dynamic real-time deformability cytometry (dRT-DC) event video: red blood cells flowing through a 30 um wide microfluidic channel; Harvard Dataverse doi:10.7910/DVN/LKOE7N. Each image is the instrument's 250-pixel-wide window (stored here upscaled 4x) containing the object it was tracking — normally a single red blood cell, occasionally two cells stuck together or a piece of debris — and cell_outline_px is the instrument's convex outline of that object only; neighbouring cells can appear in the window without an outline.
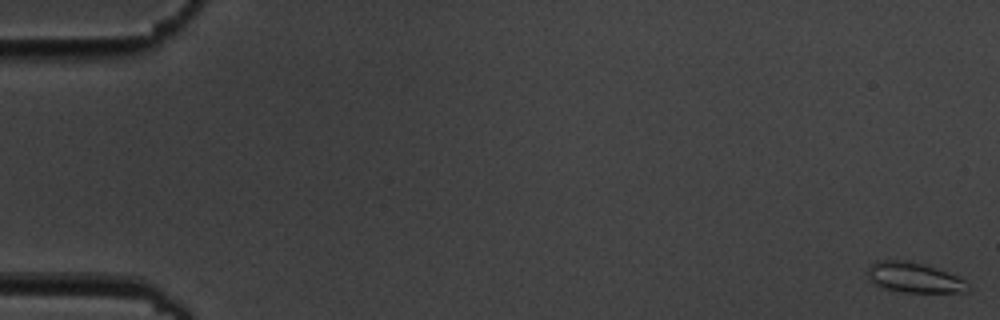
{"species": "common noctule bat (a hibernating species)", "species_latin": "Nyctalus noctula", "temperature_condition": "cold", "stored_images_in_passage": 6, "segment_of_instrument_passage": [1, 2], "camera_frame_rate_fps": 3000, "um_per_image_px": 0.085, "animal": {"sex": "male", "body_mass_g": 19.5, "forearm_length_mm": 54.6}, "frame": {"image": 1, "passage_image": 1, "time_ms": 0.0, "image_size_px": [1000, 320], "cell_outline_px": [[972, 288], [968, 292], [904, 292], [880, 288], [868, 276], [868, 264], [880, 260], [912, 260], [924, 264], [956, 276], [964, 280]], "centroid_in_image_um": [77.7, 23.59], "position_along_channel_um": 7.3, "area_um2": 17.69}}
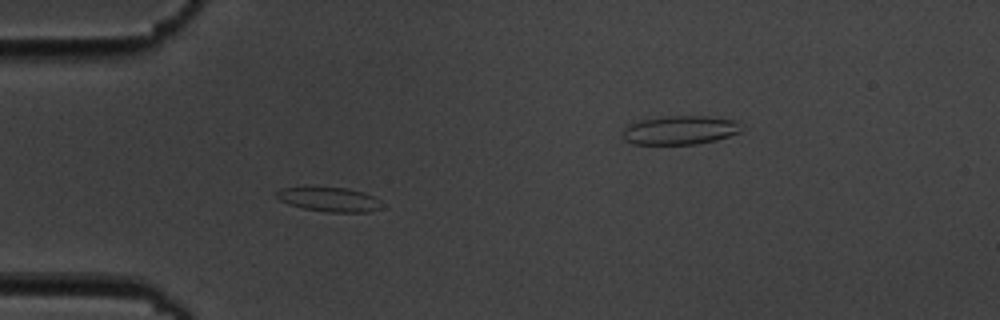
{"frame": {"image": 2, "passage_image": 5, "time_ms": 5.667, "image_size_px": [1000, 320], "cell_outline_px": [[384, 208], [368, 212], [328, 212], [304, 208], [288, 204], [280, 200], [276, 196], [276, 192], [284, 188], [348, 188], [364, 192], [380, 200]], "centroid_in_image_um": [28.06, 16.97], "position_along_channel_um": 56.9, "area_um2": 14.74}}